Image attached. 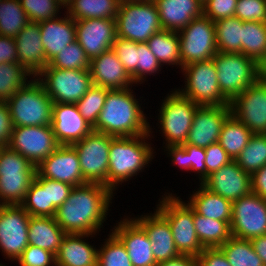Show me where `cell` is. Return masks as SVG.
Masks as SVG:
<instances>
[{
    "instance_id": "obj_1",
    "label": "cell",
    "mask_w": 266,
    "mask_h": 266,
    "mask_svg": "<svg viewBox=\"0 0 266 266\" xmlns=\"http://www.w3.org/2000/svg\"><path fill=\"white\" fill-rule=\"evenodd\" d=\"M113 194L103 184L75 186L66 201L56 209L54 218L66 234L99 233L110 210Z\"/></svg>"
},
{
    "instance_id": "obj_2",
    "label": "cell",
    "mask_w": 266,
    "mask_h": 266,
    "mask_svg": "<svg viewBox=\"0 0 266 266\" xmlns=\"http://www.w3.org/2000/svg\"><path fill=\"white\" fill-rule=\"evenodd\" d=\"M109 90L93 131L114 137H132L150 133V123L141 110L133 89Z\"/></svg>"
},
{
    "instance_id": "obj_3",
    "label": "cell",
    "mask_w": 266,
    "mask_h": 266,
    "mask_svg": "<svg viewBox=\"0 0 266 266\" xmlns=\"http://www.w3.org/2000/svg\"><path fill=\"white\" fill-rule=\"evenodd\" d=\"M150 133L132 137H114L109 146L108 188L114 193L119 184L127 182L154 158V149L147 140ZM147 139V140H146ZM146 141V142H145Z\"/></svg>"
},
{
    "instance_id": "obj_4",
    "label": "cell",
    "mask_w": 266,
    "mask_h": 266,
    "mask_svg": "<svg viewBox=\"0 0 266 266\" xmlns=\"http://www.w3.org/2000/svg\"><path fill=\"white\" fill-rule=\"evenodd\" d=\"M6 104L13 127L52 124L53 101L36 77L29 79Z\"/></svg>"
},
{
    "instance_id": "obj_5",
    "label": "cell",
    "mask_w": 266,
    "mask_h": 266,
    "mask_svg": "<svg viewBox=\"0 0 266 266\" xmlns=\"http://www.w3.org/2000/svg\"><path fill=\"white\" fill-rule=\"evenodd\" d=\"M160 106L158 123L166 142L167 155L176 147L185 144L193 123L196 110L200 105L181 95L177 90L170 91Z\"/></svg>"
},
{
    "instance_id": "obj_6",
    "label": "cell",
    "mask_w": 266,
    "mask_h": 266,
    "mask_svg": "<svg viewBox=\"0 0 266 266\" xmlns=\"http://www.w3.org/2000/svg\"><path fill=\"white\" fill-rule=\"evenodd\" d=\"M222 95L231 102L266 71L242 53L217 52L212 58Z\"/></svg>"
},
{
    "instance_id": "obj_7",
    "label": "cell",
    "mask_w": 266,
    "mask_h": 266,
    "mask_svg": "<svg viewBox=\"0 0 266 266\" xmlns=\"http://www.w3.org/2000/svg\"><path fill=\"white\" fill-rule=\"evenodd\" d=\"M36 175V167L17 151L0 146V205H20Z\"/></svg>"
},
{
    "instance_id": "obj_8",
    "label": "cell",
    "mask_w": 266,
    "mask_h": 266,
    "mask_svg": "<svg viewBox=\"0 0 266 266\" xmlns=\"http://www.w3.org/2000/svg\"><path fill=\"white\" fill-rule=\"evenodd\" d=\"M162 197L155 210L168 221L176 249L181 255L197 257L204 247L195 231L193 209L180 197L170 192Z\"/></svg>"
},
{
    "instance_id": "obj_9",
    "label": "cell",
    "mask_w": 266,
    "mask_h": 266,
    "mask_svg": "<svg viewBox=\"0 0 266 266\" xmlns=\"http://www.w3.org/2000/svg\"><path fill=\"white\" fill-rule=\"evenodd\" d=\"M162 29L153 0L120 3L116 16L117 37L147 43L154 33Z\"/></svg>"
},
{
    "instance_id": "obj_10",
    "label": "cell",
    "mask_w": 266,
    "mask_h": 266,
    "mask_svg": "<svg viewBox=\"0 0 266 266\" xmlns=\"http://www.w3.org/2000/svg\"><path fill=\"white\" fill-rule=\"evenodd\" d=\"M181 71L185 76V86L176 89L181 95L200 106L230 104L220 91L213 59L185 65Z\"/></svg>"
},
{
    "instance_id": "obj_11",
    "label": "cell",
    "mask_w": 266,
    "mask_h": 266,
    "mask_svg": "<svg viewBox=\"0 0 266 266\" xmlns=\"http://www.w3.org/2000/svg\"><path fill=\"white\" fill-rule=\"evenodd\" d=\"M36 78L53 103L76 104L93 85L90 70H66L48 65Z\"/></svg>"
},
{
    "instance_id": "obj_12",
    "label": "cell",
    "mask_w": 266,
    "mask_h": 266,
    "mask_svg": "<svg viewBox=\"0 0 266 266\" xmlns=\"http://www.w3.org/2000/svg\"><path fill=\"white\" fill-rule=\"evenodd\" d=\"M114 136L92 131L72 146L77 151L80 168L87 183L108 187L109 146Z\"/></svg>"
},
{
    "instance_id": "obj_13",
    "label": "cell",
    "mask_w": 266,
    "mask_h": 266,
    "mask_svg": "<svg viewBox=\"0 0 266 266\" xmlns=\"http://www.w3.org/2000/svg\"><path fill=\"white\" fill-rule=\"evenodd\" d=\"M178 37L183 66L210 60L217 53L214 21L203 15L181 29Z\"/></svg>"
},
{
    "instance_id": "obj_14",
    "label": "cell",
    "mask_w": 266,
    "mask_h": 266,
    "mask_svg": "<svg viewBox=\"0 0 266 266\" xmlns=\"http://www.w3.org/2000/svg\"><path fill=\"white\" fill-rule=\"evenodd\" d=\"M7 146L28 159L35 167L60 145L51 125L13 127Z\"/></svg>"
},
{
    "instance_id": "obj_15",
    "label": "cell",
    "mask_w": 266,
    "mask_h": 266,
    "mask_svg": "<svg viewBox=\"0 0 266 266\" xmlns=\"http://www.w3.org/2000/svg\"><path fill=\"white\" fill-rule=\"evenodd\" d=\"M229 105L231 114L252 134H266V73Z\"/></svg>"
},
{
    "instance_id": "obj_16",
    "label": "cell",
    "mask_w": 266,
    "mask_h": 266,
    "mask_svg": "<svg viewBox=\"0 0 266 266\" xmlns=\"http://www.w3.org/2000/svg\"><path fill=\"white\" fill-rule=\"evenodd\" d=\"M231 234L251 240L266 235V200L254 192L232 202Z\"/></svg>"
},
{
    "instance_id": "obj_17",
    "label": "cell",
    "mask_w": 266,
    "mask_h": 266,
    "mask_svg": "<svg viewBox=\"0 0 266 266\" xmlns=\"http://www.w3.org/2000/svg\"><path fill=\"white\" fill-rule=\"evenodd\" d=\"M30 215L20 205H0V250L16 261L28 244Z\"/></svg>"
},
{
    "instance_id": "obj_18",
    "label": "cell",
    "mask_w": 266,
    "mask_h": 266,
    "mask_svg": "<svg viewBox=\"0 0 266 266\" xmlns=\"http://www.w3.org/2000/svg\"><path fill=\"white\" fill-rule=\"evenodd\" d=\"M75 25L76 40L90 60L112 49L117 37L116 19L90 18L75 20Z\"/></svg>"
},
{
    "instance_id": "obj_19",
    "label": "cell",
    "mask_w": 266,
    "mask_h": 266,
    "mask_svg": "<svg viewBox=\"0 0 266 266\" xmlns=\"http://www.w3.org/2000/svg\"><path fill=\"white\" fill-rule=\"evenodd\" d=\"M36 172L43 178L64 182L74 187L87 183L73 146L60 145L36 167Z\"/></svg>"
},
{
    "instance_id": "obj_20",
    "label": "cell",
    "mask_w": 266,
    "mask_h": 266,
    "mask_svg": "<svg viewBox=\"0 0 266 266\" xmlns=\"http://www.w3.org/2000/svg\"><path fill=\"white\" fill-rule=\"evenodd\" d=\"M201 185L231 202L252 191L251 174L245 172L235 160L210 173Z\"/></svg>"
},
{
    "instance_id": "obj_21",
    "label": "cell",
    "mask_w": 266,
    "mask_h": 266,
    "mask_svg": "<svg viewBox=\"0 0 266 266\" xmlns=\"http://www.w3.org/2000/svg\"><path fill=\"white\" fill-rule=\"evenodd\" d=\"M231 115L230 105L200 106L193 118L185 144L208 147L219 141L225 120Z\"/></svg>"
},
{
    "instance_id": "obj_22",
    "label": "cell",
    "mask_w": 266,
    "mask_h": 266,
    "mask_svg": "<svg viewBox=\"0 0 266 266\" xmlns=\"http://www.w3.org/2000/svg\"><path fill=\"white\" fill-rule=\"evenodd\" d=\"M51 126L59 145L72 146L93 131L77 105L71 103H53Z\"/></svg>"
},
{
    "instance_id": "obj_23",
    "label": "cell",
    "mask_w": 266,
    "mask_h": 266,
    "mask_svg": "<svg viewBox=\"0 0 266 266\" xmlns=\"http://www.w3.org/2000/svg\"><path fill=\"white\" fill-rule=\"evenodd\" d=\"M127 216L111 230L125 245L132 266H156L151 241L145 230Z\"/></svg>"
},
{
    "instance_id": "obj_24",
    "label": "cell",
    "mask_w": 266,
    "mask_h": 266,
    "mask_svg": "<svg viewBox=\"0 0 266 266\" xmlns=\"http://www.w3.org/2000/svg\"><path fill=\"white\" fill-rule=\"evenodd\" d=\"M146 232L156 263L179 256L168 221L156 210L133 218Z\"/></svg>"
},
{
    "instance_id": "obj_25",
    "label": "cell",
    "mask_w": 266,
    "mask_h": 266,
    "mask_svg": "<svg viewBox=\"0 0 266 266\" xmlns=\"http://www.w3.org/2000/svg\"><path fill=\"white\" fill-rule=\"evenodd\" d=\"M92 83L109 90H123L132 87V77L110 49L90 60Z\"/></svg>"
},
{
    "instance_id": "obj_26",
    "label": "cell",
    "mask_w": 266,
    "mask_h": 266,
    "mask_svg": "<svg viewBox=\"0 0 266 266\" xmlns=\"http://www.w3.org/2000/svg\"><path fill=\"white\" fill-rule=\"evenodd\" d=\"M14 40L18 64L22 65L32 77H36L49 65L41 40L39 23L29 22Z\"/></svg>"
},
{
    "instance_id": "obj_27",
    "label": "cell",
    "mask_w": 266,
    "mask_h": 266,
    "mask_svg": "<svg viewBox=\"0 0 266 266\" xmlns=\"http://www.w3.org/2000/svg\"><path fill=\"white\" fill-rule=\"evenodd\" d=\"M64 17L57 16L39 23L40 35L48 63L67 45L76 40L75 20L65 11Z\"/></svg>"
},
{
    "instance_id": "obj_28",
    "label": "cell",
    "mask_w": 266,
    "mask_h": 266,
    "mask_svg": "<svg viewBox=\"0 0 266 266\" xmlns=\"http://www.w3.org/2000/svg\"><path fill=\"white\" fill-rule=\"evenodd\" d=\"M164 30L179 32L193 19L203 15L199 0H153Z\"/></svg>"
},
{
    "instance_id": "obj_29",
    "label": "cell",
    "mask_w": 266,
    "mask_h": 266,
    "mask_svg": "<svg viewBox=\"0 0 266 266\" xmlns=\"http://www.w3.org/2000/svg\"><path fill=\"white\" fill-rule=\"evenodd\" d=\"M95 234H66L56 254V266H97L98 249L86 238Z\"/></svg>"
},
{
    "instance_id": "obj_30",
    "label": "cell",
    "mask_w": 266,
    "mask_h": 266,
    "mask_svg": "<svg viewBox=\"0 0 266 266\" xmlns=\"http://www.w3.org/2000/svg\"><path fill=\"white\" fill-rule=\"evenodd\" d=\"M66 233L54 217L30 216L28 223V244L53 253L59 251Z\"/></svg>"
},
{
    "instance_id": "obj_31",
    "label": "cell",
    "mask_w": 266,
    "mask_h": 266,
    "mask_svg": "<svg viewBox=\"0 0 266 266\" xmlns=\"http://www.w3.org/2000/svg\"><path fill=\"white\" fill-rule=\"evenodd\" d=\"M189 197L188 204L196 214L231 223L232 202L206 189L201 184Z\"/></svg>"
},
{
    "instance_id": "obj_32",
    "label": "cell",
    "mask_w": 266,
    "mask_h": 266,
    "mask_svg": "<svg viewBox=\"0 0 266 266\" xmlns=\"http://www.w3.org/2000/svg\"><path fill=\"white\" fill-rule=\"evenodd\" d=\"M150 51L155 55L158 62L164 66L178 65L183 68L180 57V42L178 32L160 30L154 33L147 41Z\"/></svg>"
},
{
    "instance_id": "obj_33",
    "label": "cell",
    "mask_w": 266,
    "mask_h": 266,
    "mask_svg": "<svg viewBox=\"0 0 266 266\" xmlns=\"http://www.w3.org/2000/svg\"><path fill=\"white\" fill-rule=\"evenodd\" d=\"M242 54L266 71V23L242 21Z\"/></svg>"
},
{
    "instance_id": "obj_34",
    "label": "cell",
    "mask_w": 266,
    "mask_h": 266,
    "mask_svg": "<svg viewBox=\"0 0 266 266\" xmlns=\"http://www.w3.org/2000/svg\"><path fill=\"white\" fill-rule=\"evenodd\" d=\"M195 231L204 248H219L232 237L231 226L226 221H219L196 214L193 210Z\"/></svg>"
},
{
    "instance_id": "obj_35",
    "label": "cell",
    "mask_w": 266,
    "mask_h": 266,
    "mask_svg": "<svg viewBox=\"0 0 266 266\" xmlns=\"http://www.w3.org/2000/svg\"><path fill=\"white\" fill-rule=\"evenodd\" d=\"M119 5V0H71L66 7V13L74 20L116 19Z\"/></svg>"
},
{
    "instance_id": "obj_36",
    "label": "cell",
    "mask_w": 266,
    "mask_h": 266,
    "mask_svg": "<svg viewBox=\"0 0 266 266\" xmlns=\"http://www.w3.org/2000/svg\"><path fill=\"white\" fill-rule=\"evenodd\" d=\"M251 136V131L231 114L223 123L218 143L236 160Z\"/></svg>"
},
{
    "instance_id": "obj_37",
    "label": "cell",
    "mask_w": 266,
    "mask_h": 266,
    "mask_svg": "<svg viewBox=\"0 0 266 266\" xmlns=\"http://www.w3.org/2000/svg\"><path fill=\"white\" fill-rule=\"evenodd\" d=\"M20 206L30 216L54 217L56 209L48 205L47 178L37 172Z\"/></svg>"
},
{
    "instance_id": "obj_38",
    "label": "cell",
    "mask_w": 266,
    "mask_h": 266,
    "mask_svg": "<svg viewBox=\"0 0 266 266\" xmlns=\"http://www.w3.org/2000/svg\"><path fill=\"white\" fill-rule=\"evenodd\" d=\"M217 52L242 53V20L229 17L214 22Z\"/></svg>"
},
{
    "instance_id": "obj_39",
    "label": "cell",
    "mask_w": 266,
    "mask_h": 266,
    "mask_svg": "<svg viewBox=\"0 0 266 266\" xmlns=\"http://www.w3.org/2000/svg\"><path fill=\"white\" fill-rule=\"evenodd\" d=\"M167 156L171 158L172 164L185 169V171L190 170L198 174L200 184L206 178V154L204 147L181 145L176 147Z\"/></svg>"
},
{
    "instance_id": "obj_40",
    "label": "cell",
    "mask_w": 266,
    "mask_h": 266,
    "mask_svg": "<svg viewBox=\"0 0 266 266\" xmlns=\"http://www.w3.org/2000/svg\"><path fill=\"white\" fill-rule=\"evenodd\" d=\"M20 0H0V35L15 38L29 23Z\"/></svg>"
},
{
    "instance_id": "obj_41",
    "label": "cell",
    "mask_w": 266,
    "mask_h": 266,
    "mask_svg": "<svg viewBox=\"0 0 266 266\" xmlns=\"http://www.w3.org/2000/svg\"><path fill=\"white\" fill-rule=\"evenodd\" d=\"M219 249L231 266H264L250 240L232 236Z\"/></svg>"
},
{
    "instance_id": "obj_42",
    "label": "cell",
    "mask_w": 266,
    "mask_h": 266,
    "mask_svg": "<svg viewBox=\"0 0 266 266\" xmlns=\"http://www.w3.org/2000/svg\"><path fill=\"white\" fill-rule=\"evenodd\" d=\"M235 161L251 175L264 167L266 165V134H252L247 146Z\"/></svg>"
},
{
    "instance_id": "obj_43",
    "label": "cell",
    "mask_w": 266,
    "mask_h": 266,
    "mask_svg": "<svg viewBox=\"0 0 266 266\" xmlns=\"http://www.w3.org/2000/svg\"><path fill=\"white\" fill-rule=\"evenodd\" d=\"M28 76V77H27ZM31 79L29 72L18 63H0V102H7Z\"/></svg>"
},
{
    "instance_id": "obj_44",
    "label": "cell",
    "mask_w": 266,
    "mask_h": 266,
    "mask_svg": "<svg viewBox=\"0 0 266 266\" xmlns=\"http://www.w3.org/2000/svg\"><path fill=\"white\" fill-rule=\"evenodd\" d=\"M104 240L98 249L97 266H132L125 245L113 232Z\"/></svg>"
},
{
    "instance_id": "obj_45",
    "label": "cell",
    "mask_w": 266,
    "mask_h": 266,
    "mask_svg": "<svg viewBox=\"0 0 266 266\" xmlns=\"http://www.w3.org/2000/svg\"><path fill=\"white\" fill-rule=\"evenodd\" d=\"M109 89L93 84L86 94L76 103L79 113L92 127L95 126Z\"/></svg>"
},
{
    "instance_id": "obj_46",
    "label": "cell",
    "mask_w": 266,
    "mask_h": 266,
    "mask_svg": "<svg viewBox=\"0 0 266 266\" xmlns=\"http://www.w3.org/2000/svg\"><path fill=\"white\" fill-rule=\"evenodd\" d=\"M49 65L54 68H61L66 70H89L90 59L86 56L84 49L75 40L65 49L54 57Z\"/></svg>"
},
{
    "instance_id": "obj_47",
    "label": "cell",
    "mask_w": 266,
    "mask_h": 266,
    "mask_svg": "<svg viewBox=\"0 0 266 266\" xmlns=\"http://www.w3.org/2000/svg\"><path fill=\"white\" fill-rule=\"evenodd\" d=\"M20 3L30 22L40 23L61 14L62 5L56 0H20Z\"/></svg>"
},
{
    "instance_id": "obj_48",
    "label": "cell",
    "mask_w": 266,
    "mask_h": 266,
    "mask_svg": "<svg viewBox=\"0 0 266 266\" xmlns=\"http://www.w3.org/2000/svg\"><path fill=\"white\" fill-rule=\"evenodd\" d=\"M162 65L150 51L147 43H137L136 84L146 81V76L159 73Z\"/></svg>"
},
{
    "instance_id": "obj_49",
    "label": "cell",
    "mask_w": 266,
    "mask_h": 266,
    "mask_svg": "<svg viewBox=\"0 0 266 266\" xmlns=\"http://www.w3.org/2000/svg\"><path fill=\"white\" fill-rule=\"evenodd\" d=\"M112 50L124 65L127 73L132 77L134 84H136L137 42L116 37L112 45Z\"/></svg>"
},
{
    "instance_id": "obj_50",
    "label": "cell",
    "mask_w": 266,
    "mask_h": 266,
    "mask_svg": "<svg viewBox=\"0 0 266 266\" xmlns=\"http://www.w3.org/2000/svg\"><path fill=\"white\" fill-rule=\"evenodd\" d=\"M234 16L243 22L266 23V0H237Z\"/></svg>"
},
{
    "instance_id": "obj_51",
    "label": "cell",
    "mask_w": 266,
    "mask_h": 266,
    "mask_svg": "<svg viewBox=\"0 0 266 266\" xmlns=\"http://www.w3.org/2000/svg\"><path fill=\"white\" fill-rule=\"evenodd\" d=\"M16 262L20 266H56V257L38 246L28 245Z\"/></svg>"
},
{
    "instance_id": "obj_52",
    "label": "cell",
    "mask_w": 266,
    "mask_h": 266,
    "mask_svg": "<svg viewBox=\"0 0 266 266\" xmlns=\"http://www.w3.org/2000/svg\"><path fill=\"white\" fill-rule=\"evenodd\" d=\"M237 0H207L203 4V16L217 21L234 17Z\"/></svg>"
},
{
    "instance_id": "obj_53",
    "label": "cell",
    "mask_w": 266,
    "mask_h": 266,
    "mask_svg": "<svg viewBox=\"0 0 266 266\" xmlns=\"http://www.w3.org/2000/svg\"><path fill=\"white\" fill-rule=\"evenodd\" d=\"M205 154L206 177L232 161L218 142L205 147Z\"/></svg>"
},
{
    "instance_id": "obj_54",
    "label": "cell",
    "mask_w": 266,
    "mask_h": 266,
    "mask_svg": "<svg viewBox=\"0 0 266 266\" xmlns=\"http://www.w3.org/2000/svg\"><path fill=\"white\" fill-rule=\"evenodd\" d=\"M74 186L67 183L47 178V196L48 205H52L55 209L60 207L70 196Z\"/></svg>"
},
{
    "instance_id": "obj_55",
    "label": "cell",
    "mask_w": 266,
    "mask_h": 266,
    "mask_svg": "<svg viewBox=\"0 0 266 266\" xmlns=\"http://www.w3.org/2000/svg\"><path fill=\"white\" fill-rule=\"evenodd\" d=\"M196 258L197 266H231L219 248H204Z\"/></svg>"
},
{
    "instance_id": "obj_56",
    "label": "cell",
    "mask_w": 266,
    "mask_h": 266,
    "mask_svg": "<svg viewBox=\"0 0 266 266\" xmlns=\"http://www.w3.org/2000/svg\"><path fill=\"white\" fill-rule=\"evenodd\" d=\"M12 129L9 108L6 102H0V146H7Z\"/></svg>"
},
{
    "instance_id": "obj_57",
    "label": "cell",
    "mask_w": 266,
    "mask_h": 266,
    "mask_svg": "<svg viewBox=\"0 0 266 266\" xmlns=\"http://www.w3.org/2000/svg\"><path fill=\"white\" fill-rule=\"evenodd\" d=\"M18 63L17 48L12 37L0 35V63Z\"/></svg>"
},
{
    "instance_id": "obj_58",
    "label": "cell",
    "mask_w": 266,
    "mask_h": 266,
    "mask_svg": "<svg viewBox=\"0 0 266 266\" xmlns=\"http://www.w3.org/2000/svg\"><path fill=\"white\" fill-rule=\"evenodd\" d=\"M252 192L266 200V165L251 175Z\"/></svg>"
},
{
    "instance_id": "obj_59",
    "label": "cell",
    "mask_w": 266,
    "mask_h": 266,
    "mask_svg": "<svg viewBox=\"0 0 266 266\" xmlns=\"http://www.w3.org/2000/svg\"><path fill=\"white\" fill-rule=\"evenodd\" d=\"M156 266H197V258L190 255H179L173 259L157 263Z\"/></svg>"
},
{
    "instance_id": "obj_60",
    "label": "cell",
    "mask_w": 266,
    "mask_h": 266,
    "mask_svg": "<svg viewBox=\"0 0 266 266\" xmlns=\"http://www.w3.org/2000/svg\"><path fill=\"white\" fill-rule=\"evenodd\" d=\"M250 241L255 253L261 258L263 265L266 266V235L255 237Z\"/></svg>"
},
{
    "instance_id": "obj_61",
    "label": "cell",
    "mask_w": 266,
    "mask_h": 266,
    "mask_svg": "<svg viewBox=\"0 0 266 266\" xmlns=\"http://www.w3.org/2000/svg\"><path fill=\"white\" fill-rule=\"evenodd\" d=\"M58 3H60L62 6H63V8L65 9L67 6H68V4L71 2V0H56Z\"/></svg>"
},
{
    "instance_id": "obj_62",
    "label": "cell",
    "mask_w": 266,
    "mask_h": 266,
    "mask_svg": "<svg viewBox=\"0 0 266 266\" xmlns=\"http://www.w3.org/2000/svg\"><path fill=\"white\" fill-rule=\"evenodd\" d=\"M120 3H125V2H140V1H150V0H119Z\"/></svg>"
},
{
    "instance_id": "obj_63",
    "label": "cell",
    "mask_w": 266,
    "mask_h": 266,
    "mask_svg": "<svg viewBox=\"0 0 266 266\" xmlns=\"http://www.w3.org/2000/svg\"><path fill=\"white\" fill-rule=\"evenodd\" d=\"M201 3H202V5L207 1V0H199Z\"/></svg>"
}]
</instances>
